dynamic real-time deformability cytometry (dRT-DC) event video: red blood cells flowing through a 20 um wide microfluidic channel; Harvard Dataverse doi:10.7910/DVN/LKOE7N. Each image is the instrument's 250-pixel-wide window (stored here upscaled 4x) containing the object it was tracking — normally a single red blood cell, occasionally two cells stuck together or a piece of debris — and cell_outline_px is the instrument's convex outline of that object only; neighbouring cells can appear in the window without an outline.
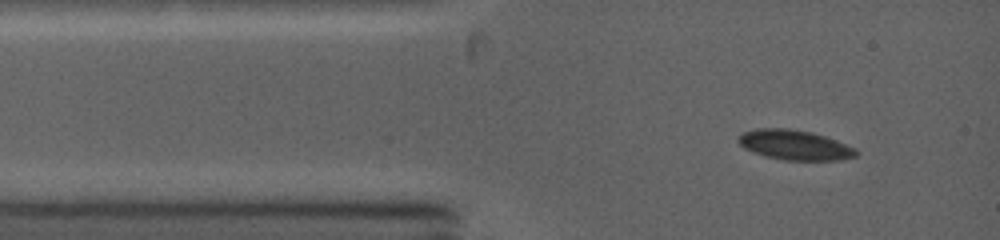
{"species": "common noctule bat (a hibernating species)", "species_latin": "Nyctalus noctula", "temperature_condition": "warm", "stored_images_in_passage": 3, "camera_frame_rate_fps": 5000, "um_per_image_px": 0.085, "animal": {"sex": "female", "body_mass_g": 19.0, "forearm_length_mm": 53.3}, "frame": {"image": 1, "passage_image": 1, "time_ms": 0.0, "image_size_px": [1000, 240], "cell_outline_px": [[860, 152], [856, 156], [840, 160], [784, 160], [764, 156], [752, 152], [744, 148], [736, 140], [736, 136], [744, 132], [756, 128], [788, 128], [812, 132], [836, 140], [856, 148]], "centroid_in_image_um": [67.53, 12.32], "position_along_channel_um": 17.5, "area_um2": 20.75}}
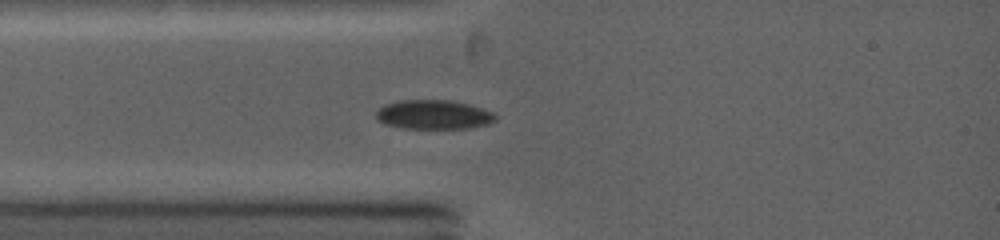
{"frame": {"image": 2, "passage_image": 3, "time_ms": 1.4, "image_size_px": [1000, 240], "cell_outline_px": [[496, 120], [488, 124], [468, 128], [404, 128], [384, 124], [376, 120], [376, 112], [384, 104], [400, 100], [452, 100], [468, 104], [492, 112], [496, 116]], "centroid_in_image_um": [36.82, 9.74], "position_along_channel_um": 48.2, "area_um2": 20.29}}